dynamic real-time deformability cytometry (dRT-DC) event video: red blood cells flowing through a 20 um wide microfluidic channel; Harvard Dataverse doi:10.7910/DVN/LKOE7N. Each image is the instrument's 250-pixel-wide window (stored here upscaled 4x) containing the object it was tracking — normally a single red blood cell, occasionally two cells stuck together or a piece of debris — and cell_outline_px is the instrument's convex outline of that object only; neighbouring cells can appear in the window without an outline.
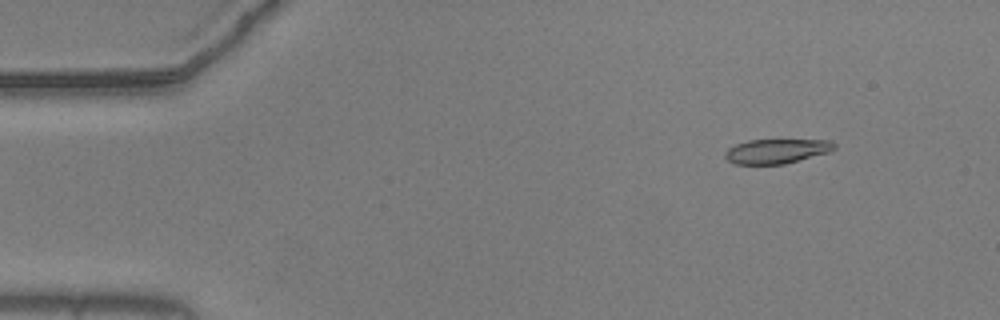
{"species": "common noctule bat (a hibernating species)", "species_latin": "Nyctalus noctula", "temperature_condition": "warm", "stored_images_in_passage": 44, "camera_frame_rate_fps": 3000, "um_per_image_px": 0.085, "animal": {"sex": "male", "body_mass_g": 20.5, "forearm_length_mm": 52.5}, "frame": {"image": 1, "passage_image": 5, "time_ms": 1.333, "image_size_px": [1000, 320], "cell_outline_px": [[836, 148], [828, 152], [784, 164], [732, 164], [724, 156], [724, 152], [728, 148], [736, 144], [748, 140], [832, 140], [836, 144]], "centroid_in_image_um": [65.99, 12.84], "position_along_channel_um": 19.0, "area_um2": 15.61}}
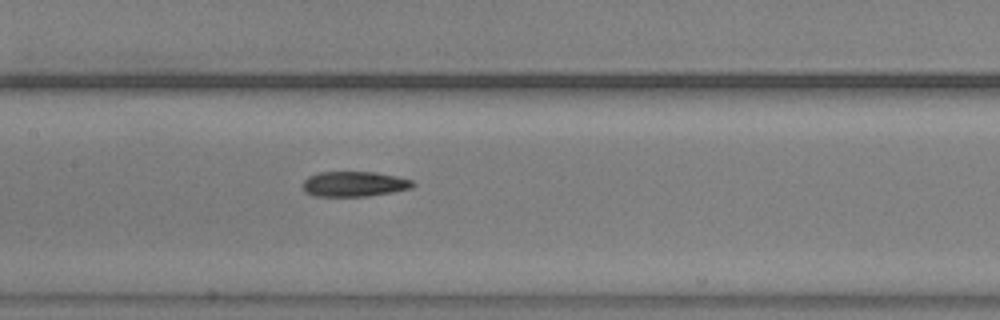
{"frame": {"image": 2, "passage_image": 25, "time_ms": 8.0, "image_size_px": [1000, 320], "cell_outline_px": [[416, 184], [412, 188], [392, 192], [368, 196], [312, 196], [304, 192], [304, 180], [308, 176], [320, 172], [376, 172], [396, 176], [412, 180]], "centroid_in_image_um": [30.11, 15.64], "position_along_channel_um": 177.3, "area_um2": 16.18}}
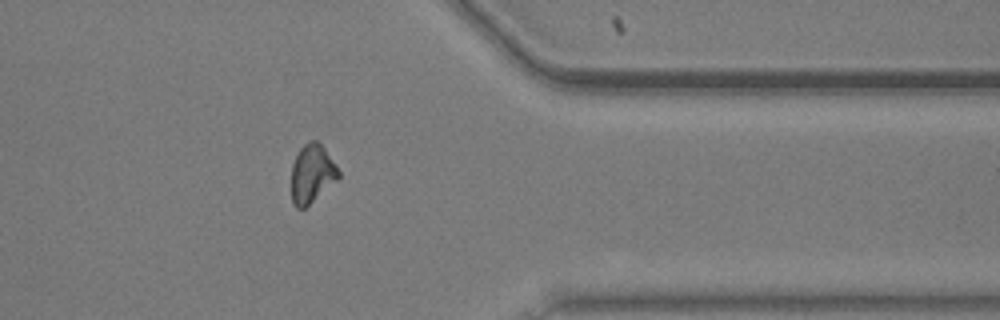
{"frame": {"image": 3, "passage_image": 43, "time_ms": 14.0, "image_size_px": [1000, 320], "cell_outline_px": [[340, 176], [336, 180], [304, 208], [296, 208], [292, 204], [292, 164], [300, 148], [308, 140], [316, 140], [324, 148], [340, 172]], "centroid_in_image_um": [26.49, 14.75], "position_along_channel_um": 384.9, "area_um2": 15.72}}